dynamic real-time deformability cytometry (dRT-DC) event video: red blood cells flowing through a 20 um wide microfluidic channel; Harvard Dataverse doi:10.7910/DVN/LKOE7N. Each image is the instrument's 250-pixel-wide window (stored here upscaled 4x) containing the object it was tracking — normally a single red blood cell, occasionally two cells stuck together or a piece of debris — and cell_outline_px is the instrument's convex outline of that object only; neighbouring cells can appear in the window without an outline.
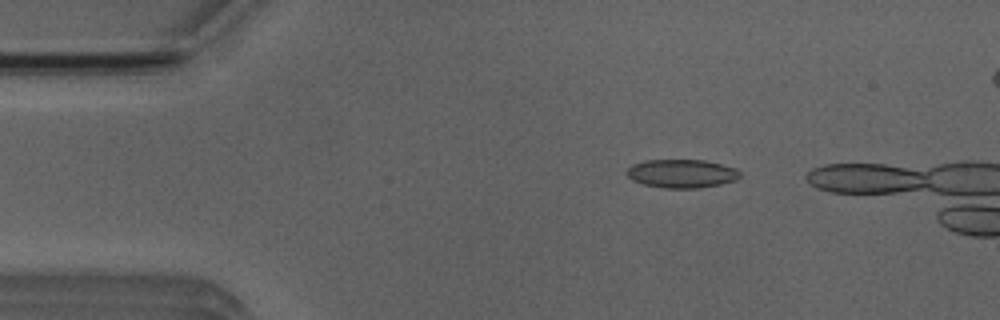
{"species": "Egyptian fruit bat (a non-hibernating species)", "species_latin": "Rousettus aegyptiacus", "temperature_condition": "room temperature", "stored_images_in_passage": 3, "camera_frame_rate_fps": 3000, "um_per_image_px": 0.085, "animal": {"sex": "male"}, "frame": {"image": 1, "passage_image": 2, "time_ms": 1.333, "image_size_px": [1000, 320], "cell_outline_px": [[740, 176], [736, 180], [720, 184], [700, 188], [664, 188], [644, 184], [632, 180], [624, 172], [632, 164], [644, 160], [704, 160], [736, 168], [740, 172]], "centroid_in_image_um": [57.92, 14.75], "position_along_channel_um": 27.1, "area_um2": 18.84}}